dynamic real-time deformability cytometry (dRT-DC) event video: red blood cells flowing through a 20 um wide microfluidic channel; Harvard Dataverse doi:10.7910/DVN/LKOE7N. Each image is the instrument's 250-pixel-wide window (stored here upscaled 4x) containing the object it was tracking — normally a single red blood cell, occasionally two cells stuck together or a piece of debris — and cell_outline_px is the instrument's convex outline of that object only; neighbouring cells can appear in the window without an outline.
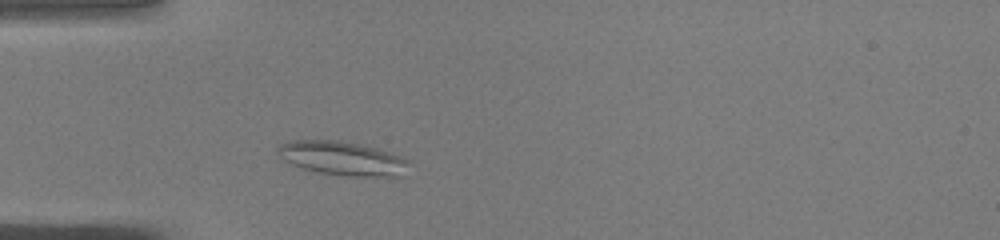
{"species": "common noctule bat (a hibernating species)", "species_latin": "Nyctalus noctula", "temperature_condition": "warm", "stored_images_in_passage": 37, "camera_frame_rate_fps": 3000, "um_per_image_px": 0.085, "animal": {"sex": "male", "body_mass_g": 19.0, "forearm_length_mm": 50.8}, "frame": {"image": 1, "passage_image": 6, "time_ms": 1.667, "image_size_px": [1000, 240], "cell_outline_px": [[412, 164], [404, 176], [348, 176], [316, 172], [292, 164], [284, 160], [276, 152], [276, 148], [280, 144], [292, 140], [340, 140], [360, 144], [376, 148], [404, 156]], "centroid_in_image_um": [29.16, 13.46], "position_along_channel_um": 55.8, "area_um2": 26.3}}
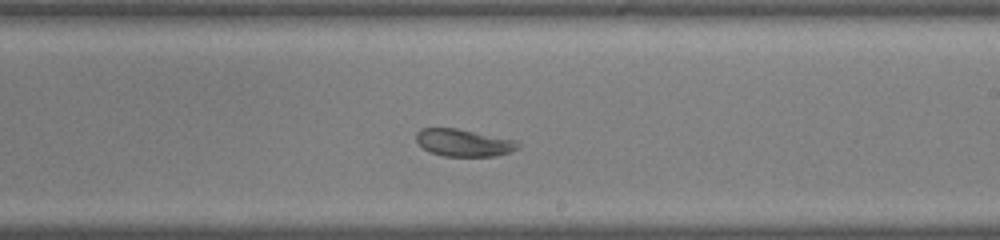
{"frame": {"image": 2, "passage_image": 21, "time_ms": 6.667, "image_size_px": [1000, 240], "cell_outline_px": [[520, 148], [496, 156], [444, 156], [428, 152], [416, 140], [416, 132], [420, 128], [456, 128], [520, 140]], "centroid_in_image_um": [39.45, 12.12], "position_along_channel_um": 249.6, "area_um2": 16.42}}
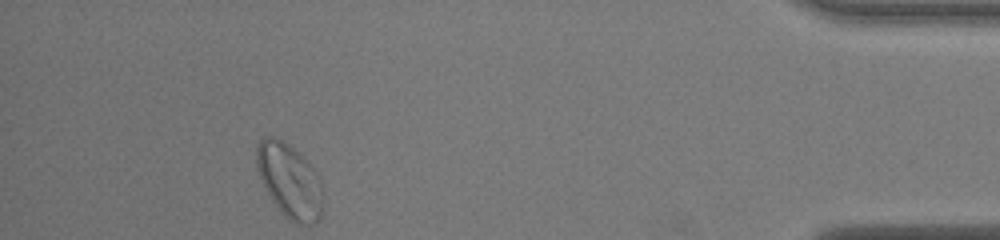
{"frame": {"image": 3, "passage_image": 37, "time_ms": 12.0, "image_size_px": [1000, 240], "cell_outline_px": [[324, 208], [320, 220], [312, 224], [296, 224], [284, 216], [272, 200], [256, 168], [256, 144], [264, 136], [276, 136], [300, 152], [312, 164], [320, 176], [324, 188]], "centroid_in_image_um": [24.68, 15.36], "position_along_channel_um": 410.5, "area_um2": 29.65}}